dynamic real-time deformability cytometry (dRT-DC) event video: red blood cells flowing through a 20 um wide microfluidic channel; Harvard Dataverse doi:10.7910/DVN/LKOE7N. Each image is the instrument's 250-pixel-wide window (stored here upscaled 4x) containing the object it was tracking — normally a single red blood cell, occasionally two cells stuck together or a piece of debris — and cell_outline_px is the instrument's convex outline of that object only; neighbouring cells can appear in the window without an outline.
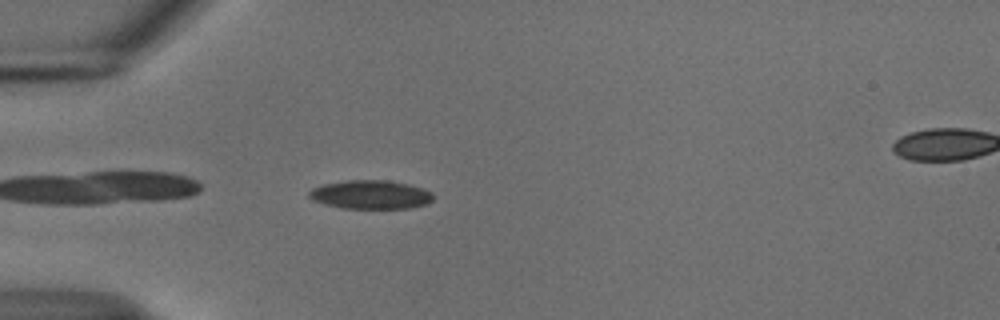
{"species": "common noctule bat (a hibernating species)", "species_latin": "Nyctalus noctula", "temperature_condition": "cold", "stored_images_in_passage": 40, "camera_frame_rate_fps": 3000, "um_per_image_px": 0.085, "animal": {"sex": "male", "body_mass_g": 18.8}, "frame": {"image": 1, "passage_image": 2, "time_ms": 0.333, "image_size_px": [1000, 320], "cell_outline_px": [[432, 200], [428, 204], [412, 208], [340, 208], [324, 204], [312, 200], [308, 196], [308, 192], [312, 188], [324, 184], [348, 180], [388, 180], [408, 184], [424, 188], [432, 192]], "centroid_in_image_um": [31.51, 16.54], "position_along_channel_um": 53.5, "area_um2": 20.92}}
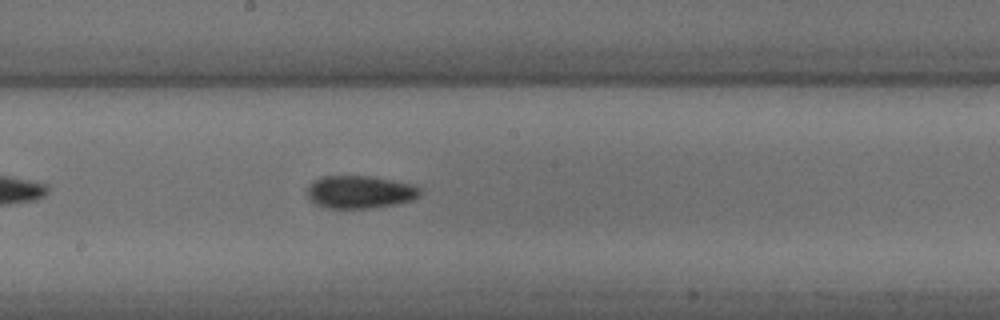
{"frame": {"image": 2, "passage_image": 16, "time_ms": 5.0, "image_size_px": [1000, 320], "cell_outline_px": [[420, 196], [412, 200], [396, 204], [368, 208], [328, 208], [316, 204], [308, 200], [308, 184], [312, 180], [324, 176], [372, 176], [420, 184]], "centroid_in_image_um": [30.63, 16.3], "position_along_channel_um": 217.6, "area_um2": 21.96}}
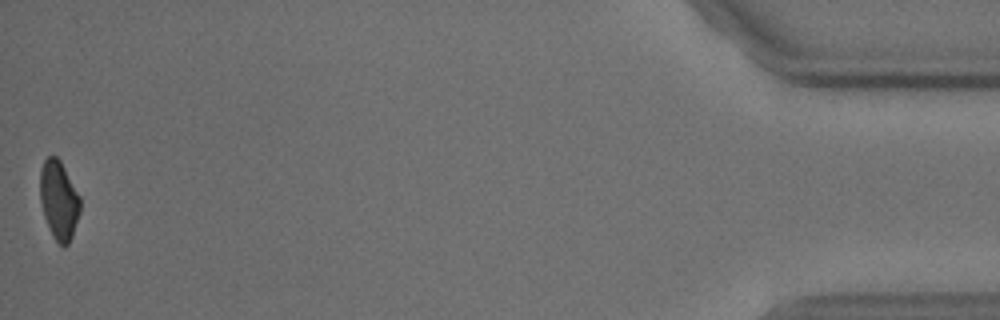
{"frame": {"image": 3, "passage_image": 40, "time_ms": 13.0, "image_size_px": [1000, 320], "cell_outline_px": [[80, 212], [72, 236], [68, 244], [64, 248], [52, 236], [44, 216], [40, 200], [40, 172], [44, 160], [48, 156], [56, 156], [60, 160], [80, 196]], "centroid_in_image_um": [5.0, 17.02], "position_along_channel_um": 430.2, "area_um2": 18.38}, "authors_computed_cell_mechanics": {"area_um2": 20.4034, "velocity_mm_per_s": 3.7513, "shape_relaxation_time_tau1_ms": 9.204, "shape_relaxation_time_tau2_ms": 7.0322, "deformation_change_tau1": 0.1478, "deformation_change_tau2": 0.1134}}